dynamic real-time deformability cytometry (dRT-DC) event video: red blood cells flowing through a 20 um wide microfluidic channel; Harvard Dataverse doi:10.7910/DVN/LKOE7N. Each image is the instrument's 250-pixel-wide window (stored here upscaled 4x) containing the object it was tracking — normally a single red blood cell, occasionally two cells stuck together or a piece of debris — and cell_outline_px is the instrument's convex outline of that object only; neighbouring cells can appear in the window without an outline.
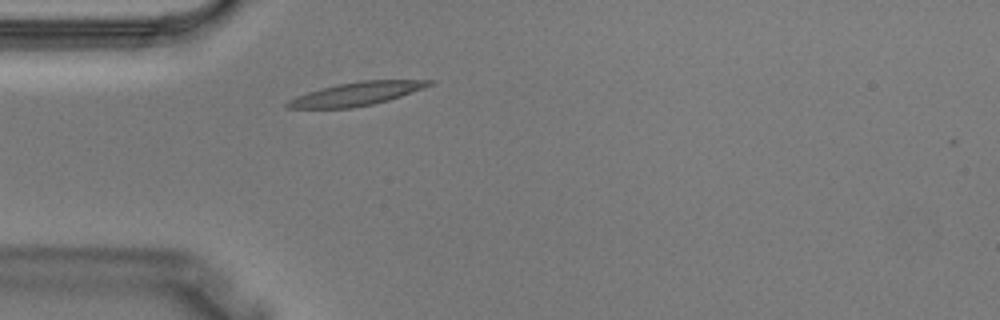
{"species": "Egyptian fruit bat (a non-hibernating species)", "species_latin": "Rousettus aegyptiacus", "temperature_condition": "warm", "stored_images_in_passage": 3, "camera_frame_rate_fps": 3000, "um_per_image_px": 0.085, "animal": {"sex": "male"}, "frame": {"image": 1, "passage_image": 3, "time_ms": 0.667, "image_size_px": [1000, 320], "cell_outline_px": [[436, 80], [432, 84], [424, 88], [388, 100], [372, 104], [352, 108], [284, 108], [284, 104], [288, 100], [296, 96], [320, 88], [360, 80]], "centroid_in_image_um": [30.27, 7.98], "position_along_channel_um": 54.7, "area_um2": 19.19}}